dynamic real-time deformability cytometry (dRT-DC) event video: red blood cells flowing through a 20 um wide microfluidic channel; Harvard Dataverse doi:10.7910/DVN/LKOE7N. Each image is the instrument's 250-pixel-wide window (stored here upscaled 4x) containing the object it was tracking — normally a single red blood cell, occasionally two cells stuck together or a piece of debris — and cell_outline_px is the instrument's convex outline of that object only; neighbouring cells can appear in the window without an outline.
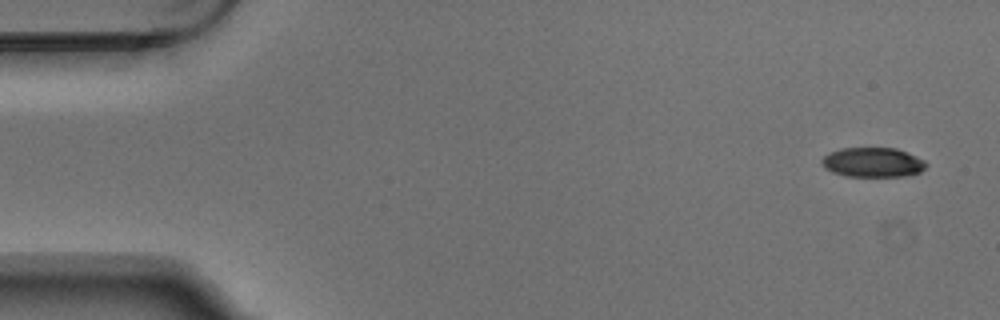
{"species": "Egyptian fruit bat (a non-hibernating species)", "species_latin": "Rousettus aegyptiacus", "temperature_condition": "warm", "stored_images_in_passage": 7, "camera_frame_rate_fps": 3000, "um_per_image_px": 0.085, "animal": {"sex": "male"}, "frame": {"image": 1, "passage_image": 1, "time_ms": 0.0, "image_size_px": [1000, 320], "cell_outline_px": [[928, 164], [920, 172], [904, 176], [848, 176], [832, 172], [824, 168], [820, 160], [824, 156], [840, 148], [896, 148], [916, 156], [924, 160]], "centroid_in_image_um": [74.18, 13.8], "position_along_channel_um": 10.8, "area_um2": 17.92}}
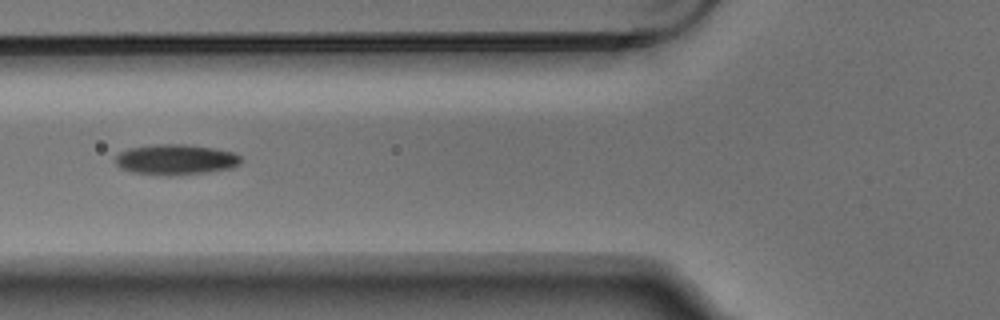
{"frame": {"image": 2, "passage_image": 6, "time_ms": 1.667, "image_size_px": [1000, 320], "cell_outline_px": [[244, 160], [240, 164], [232, 168], [208, 172], [168, 176], [132, 172], [120, 168], [116, 164], [116, 156], [120, 152], [128, 148], [156, 144], [184, 144], [216, 148], [232, 152], [240, 156]], "centroid_in_image_um": [14.96, 13.56], "position_along_channel_um": 110.8, "area_um2": 22.48}}
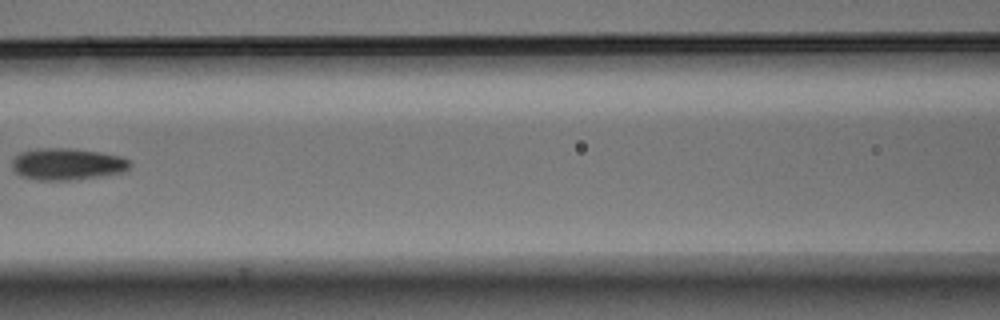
{"frame": {"image": 3, "passage_image": 7, "time_ms": 2.0, "image_size_px": [1000, 320], "cell_outline_px": [[132, 164], [124, 172], [100, 176], [72, 180], [36, 180], [20, 176], [12, 168], [12, 160], [20, 152], [36, 148], [72, 148], [100, 152], [120, 156], [128, 160]], "centroid_in_image_um": [5.69, 13.94], "position_along_channel_um": 160.9, "area_um2": 21.96}}